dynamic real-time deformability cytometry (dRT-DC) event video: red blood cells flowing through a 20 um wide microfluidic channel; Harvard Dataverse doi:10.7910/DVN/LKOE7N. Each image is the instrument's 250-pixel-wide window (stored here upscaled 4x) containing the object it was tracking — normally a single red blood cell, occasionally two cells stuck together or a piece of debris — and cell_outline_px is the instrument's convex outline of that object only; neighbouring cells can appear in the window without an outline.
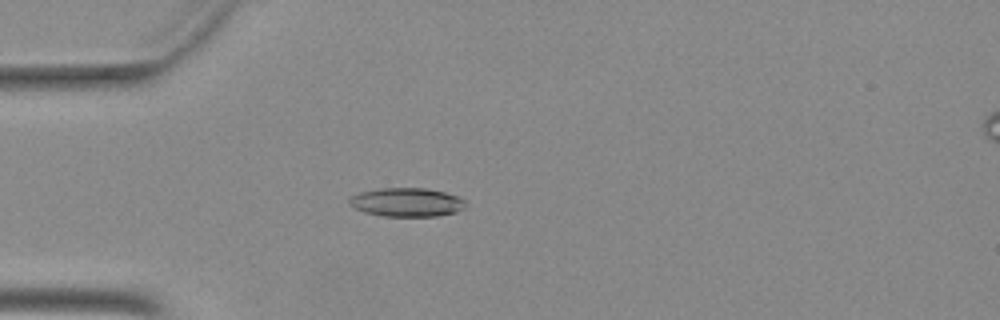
{"species": "Egyptian fruit bat (a non-hibernating species)", "species_latin": "Rousettus aegyptiacus", "temperature_condition": "warm", "stored_images_in_passage": 45, "camera_frame_rate_fps": 3000, "um_per_image_px": 0.085, "animal": {"sex": "female"}, "frame": {"image": 1, "passage_image": 9, "time_ms": 2.667, "image_size_px": [1000, 320], "cell_outline_px": [[468, 204], [464, 208], [456, 212], [436, 216], [384, 216], [364, 212], [356, 208], [348, 200], [348, 196], [360, 192], [380, 188], [424, 188], [444, 192], [460, 196]], "centroid_in_image_um": [34.6, 17.18], "position_along_channel_um": 50.4, "area_um2": 19.54}}
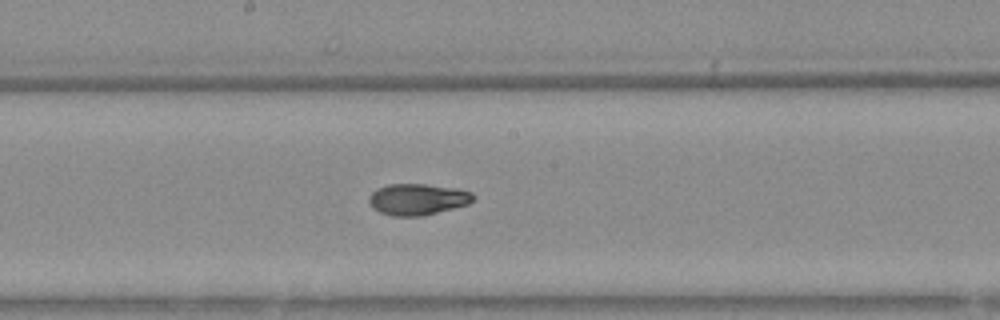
{"frame": {"image": 2, "passage_image": 22, "time_ms": 7.0, "image_size_px": [1000, 320], "cell_outline_px": [[476, 196], [468, 204], [420, 216], [392, 216], [380, 212], [372, 208], [368, 200], [368, 196], [376, 188], [388, 184], [424, 184], [452, 188], [472, 192]], "centroid_in_image_um": [35.44, 16.94], "position_along_channel_um": 212.8, "area_um2": 18.9}}
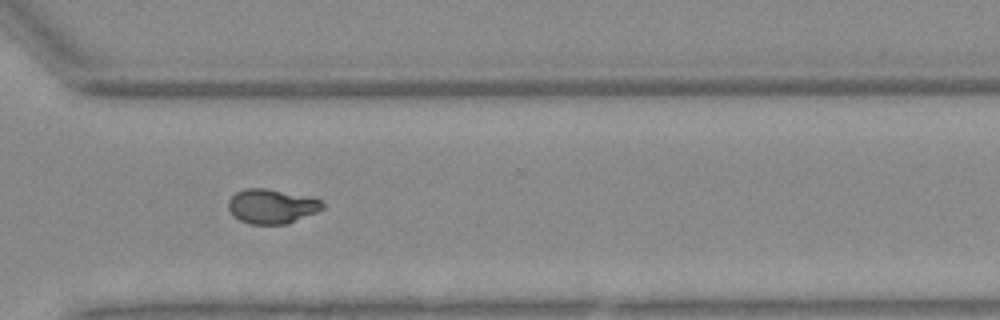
{"frame": {"image": 3, "passage_image": 32, "time_ms": 10.333, "image_size_px": [1000, 320], "cell_outline_px": [[324, 208], [316, 212], [288, 224], [252, 224], [240, 220], [232, 216], [228, 208], [228, 200], [236, 192], [248, 188], [264, 188], [312, 196], [320, 200], [324, 204]], "centroid_in_image_um": [23.1, 17.53], "position_along_channel_um": 347.5, "area_um2": 19.07}}